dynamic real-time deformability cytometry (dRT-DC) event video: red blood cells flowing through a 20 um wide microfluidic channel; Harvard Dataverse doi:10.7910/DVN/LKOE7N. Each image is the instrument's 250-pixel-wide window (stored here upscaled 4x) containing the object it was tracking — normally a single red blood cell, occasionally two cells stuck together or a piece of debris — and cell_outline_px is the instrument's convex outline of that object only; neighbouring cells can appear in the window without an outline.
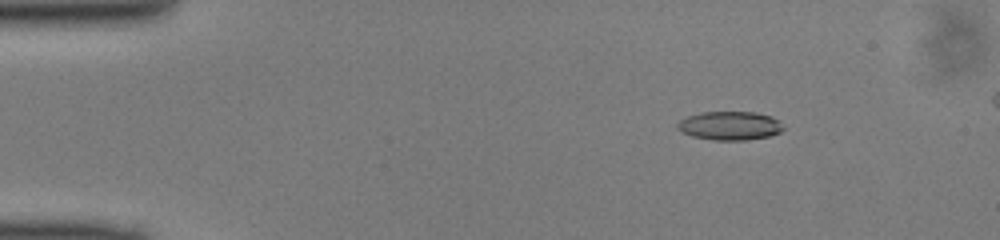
{"species": "common noctule bat (a hibernating species)", "species_latin": "Nyctalus noctula", "temperature_condition": "cold", "stored_images_in_passage": 49, "camera_frame_rate_fps": 3000, "um_per_image_px": 0.085, "animal": {"sex": "male", "body_mass_g": 13.0, "forearm_length_mm": 53.1}, "frame": {"image": 1, "passage_image": 7, "time_ms": 2.0, "image_size_px": [1000, 240], "cell_outline_px": [[784, 128], [780, 132], [768, 136], [748, 140], [712, 140], [692, 136], [676, 128], [676, 124], [680, 120], [688, 116], [704, 112], [756, 112], [772, 116], [780, 120]], "centroid_in_image_um": [62.06, 10.68], "position_along_channel_um": 22.9, "area_um2": 17.74}}
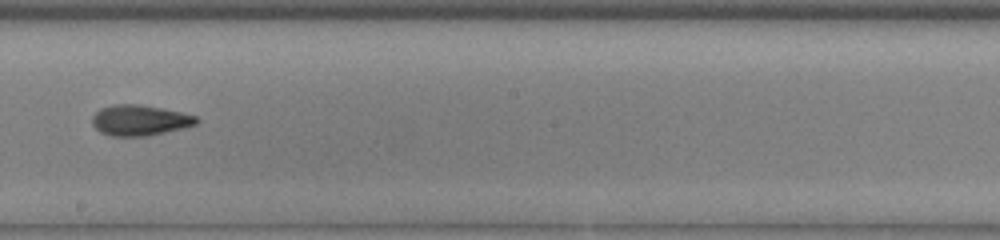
{"frame": {"image": 2, "passage_image": 28, "time_ms": 9.0, "image_size_px": [1000, 240], "cell_outline_px": [[200, 120], [196, 124], [164, 132], [144, 136], [112, 136], [100, 132], [92, 124], [92, 116], [100, 108], [112, 104], [140, 104], [180, 112], [196, 116]], "centroid_in_image_um": [11.83, 10.21], "position_along_channel_um": 236.4, "area_um2": 18.44}}
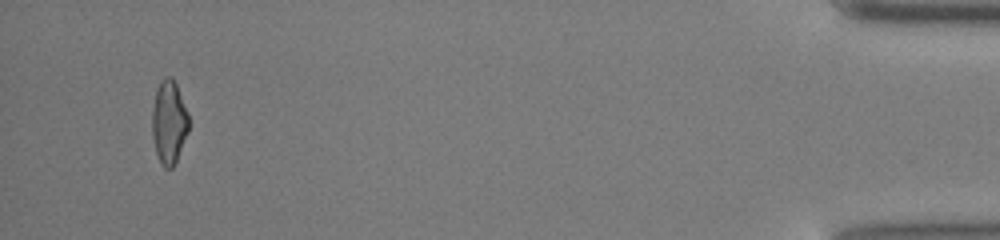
{"frame": {"image": 3, "passage_image": 47, "time_ms": 15.333, "image_size_px": [1000, 240], "cell_outline_px": [[188, 132], [176, 160], [172, 168], [164, 168], [160, 164], [156, 152], [152, 136], [152, 112], [156, 88], [160, 80], [164, 76], [172, 76], [176, 84], [188, 112]], "centroid_in_image_um": [14.35, 10.36], "position_along_channel_um": 420.9, "area_um2": 17.86}}